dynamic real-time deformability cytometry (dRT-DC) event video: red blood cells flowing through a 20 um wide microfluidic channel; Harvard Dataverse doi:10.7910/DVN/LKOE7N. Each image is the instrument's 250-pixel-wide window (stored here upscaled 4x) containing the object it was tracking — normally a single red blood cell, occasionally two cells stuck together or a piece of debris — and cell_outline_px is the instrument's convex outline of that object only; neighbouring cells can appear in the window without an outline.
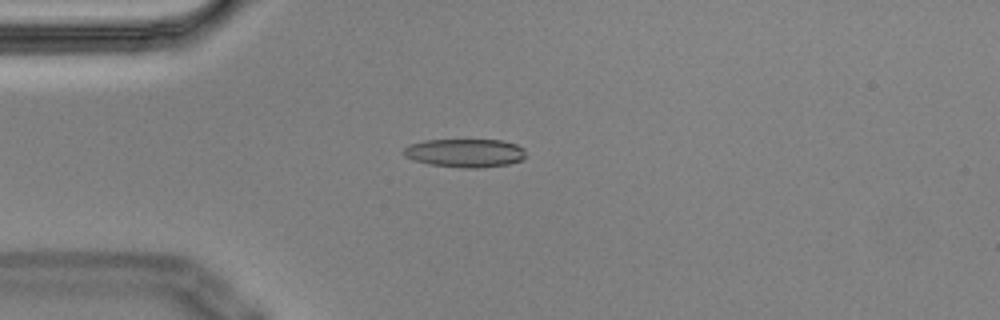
{"species": "Egyptian fruit bat (a non-hibernating species)", "species_latin": "Rousettus aegyptiacus", "temperature_condition": "cold", "stored_images_in_passage": 8, "camera_frame_rate_fps": 3000, "um_per_image_px": 0.085, "animal": {"sex": "male"}, "frame": {"image": 1, "passage_image": 4, "time_ms": 1.0, "image_size_px": [1000, 320], "cell_outline_px": [[524, 160], [508, 164], [476, 168], [464, 168], [428, 164], [412, 160], [404, 156], [400, 152], [408, 144], [424, 140], [500, 140], [516, 144], [524, 148]], "centroid_in_image_um": [39.47, 13.0], "position_along_channel_um": 45.5, "area_um2": 20.46}}
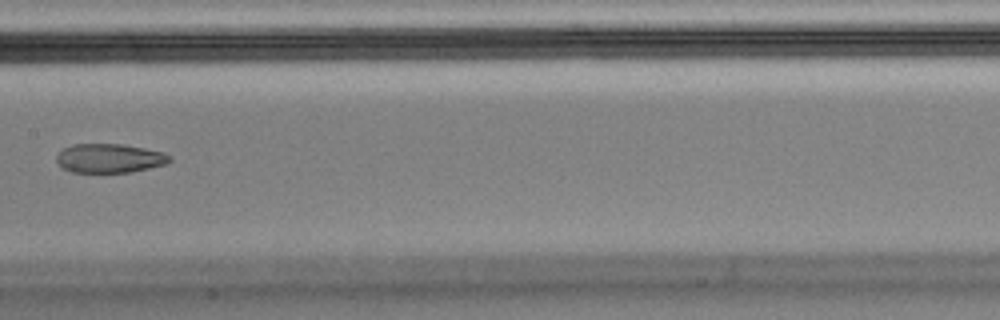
{"frame": {"image": 2, "passage_image": 8, "time_ms": 2.333, "image_size_px": [1000, 320], "cell_outline_px": [[172, 160], [168, 164], [132, 172], [72, 172], [64, 168], [56, 160], [56, 156], [64, 148], [72, 144], [120, 144], [144, 148], [164, 152], [172, 156]], "centroid_in_image_um": [9.37, 13.45], "position_along_channel_um": 198.0, "area_um2": 19.19}}